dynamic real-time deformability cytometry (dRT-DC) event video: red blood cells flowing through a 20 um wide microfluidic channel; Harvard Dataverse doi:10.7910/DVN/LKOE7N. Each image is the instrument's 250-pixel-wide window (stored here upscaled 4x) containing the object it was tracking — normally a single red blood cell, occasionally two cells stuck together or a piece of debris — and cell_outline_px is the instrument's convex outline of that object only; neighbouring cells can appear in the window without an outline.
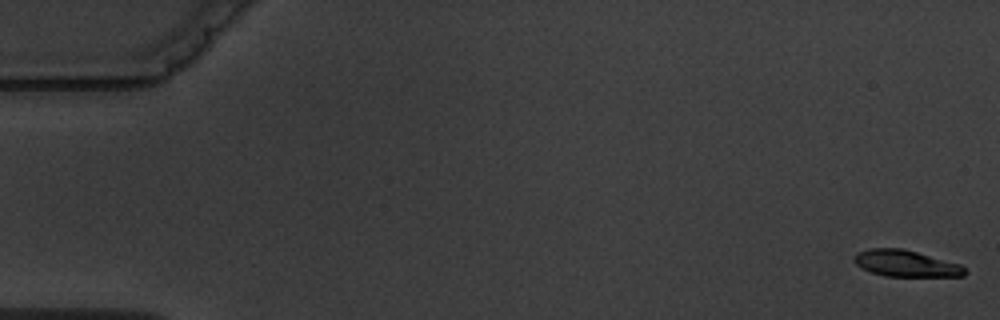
{"species": "common noctule bat (a hibernating species)", "species_latin": "Nyctalus noctula", "temperature_condition": "warm", "stored_images_in_passage": 15, "camera_frame_rate_fps": 3000, "um_per_image_px": 0.085, "animal": {"sex": "male", "body_mass_g": 19.5, "forearm_length_mm": 54.6}, "frame": {"image": 1, "passage_image": 1, "time_ms": 0.0, "image_size_px": [1000, 320], "cell_outline_px": [[968, 272], [964, 276], [884, 276], [872, 272], [856, 264], [852, 260], [856, 252], [868, 248], [904, 248], [960, 264]], "centroid_in_image_um": [76.99, 22.38], "position_along_channel_um": 8.0, "area_um2": 17.11}}
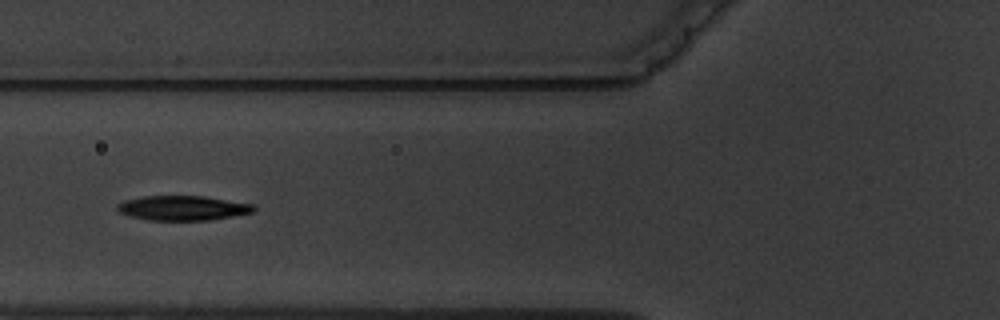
{"frame": {"image": 2, "passage_image": 6, "time_ms": 7.0, "image_size_px": [1000, 320], "cell_outline_px": [[256, 212], [212, 220], [148, 220], [132, 216], [120, 212], [116, 208], [116, 204], [124, 200], [144, 196], [204, 196], [256, 204]], "centroid_in_image_um": [15.6, 17.68], "position_along_channel_um": 110.2, "area_um2": 19.83}}
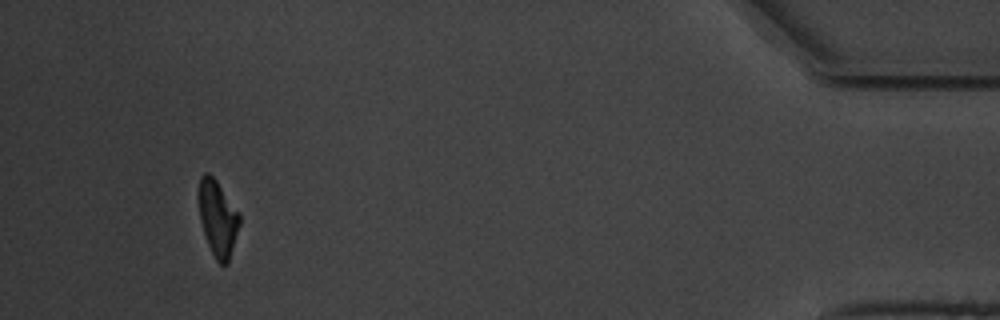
{"frame": {"image": 3, "passage_image": 14, "time_ms": 17.333, "image_size_px": [1000, 320], "cell_outline_px": [[240, 224], [228, 264], [220, 264], [216, 260], [208, 244], [200, 220], [200, 176], [204, 172], [208, 172], [216, 180], [240, 212]], "centroid_in_image_um": [18.54, 18.56], "position_along_channel_um": 416.7, "area_um2": 17.8}, "authors_computed_cell_mechanics": {"area_um2": 19.7098, "velocity_mm_per_s": 3.6186, "shape_relaxation_time_tau1_ms": 5.7383, "shape_relaxation_time_tau2_ms": 3.2857, "deformation_change_tau1": 0.1992, "deformation_change_tau2": 0.1026}}